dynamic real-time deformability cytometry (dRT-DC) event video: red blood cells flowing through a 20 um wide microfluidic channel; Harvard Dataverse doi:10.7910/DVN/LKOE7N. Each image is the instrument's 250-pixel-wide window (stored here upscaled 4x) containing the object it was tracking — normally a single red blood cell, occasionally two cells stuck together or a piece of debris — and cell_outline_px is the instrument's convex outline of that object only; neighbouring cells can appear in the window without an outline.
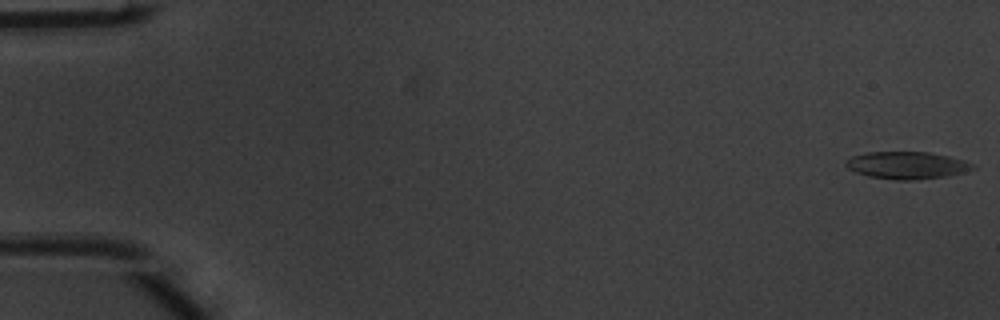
{"species": "common noctule bat (a hibernating species)", "species_latin": "Nyctalus noctula", "temperature_condition": "warm", "stored_images_in_passage": 51, "camera_frame_rate_fps": 3000, "um_per_image_px": 0.085, "animal": {"sex": "male", "body_mass_g": 20.1, "forearm_length_mm": 53.5}, "frame": {"image": 1, "passage_image": 1, "time_ms": 0.0, "image_size_px": [1000, 320], "cell_outline_px": [[976, 168], [964, 172], [948, 176], [916, 180], [896, 180], [868, 176], [856, 172], [848, 168], [844, 164], [844, 160], [852, 156], [864, 152], [928, 152], [948, 156], [964, 160], [972, 164]], "centroid_in_image_um": [77.06, 14.05], "position_along_channel_um": 7.9, "area_um2": 20.29}}
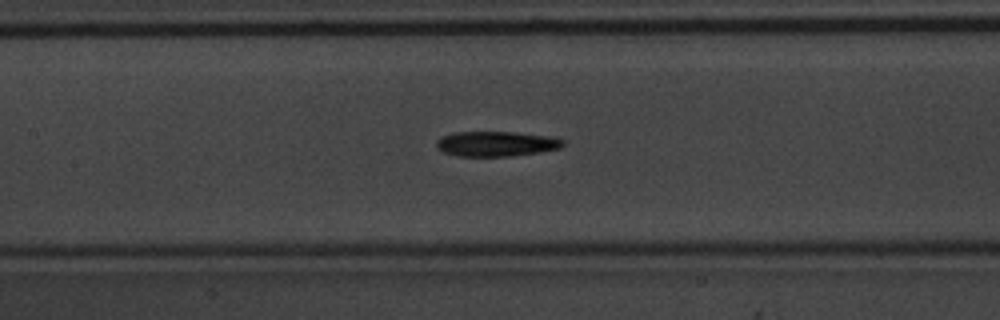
{"frame": {"image": 2, "passage_image": 24, "time_ms": 7.667, "image_size_px": [1000, 320], "cell_outline_px": [[564, 144], [560, 148], [540, 152], [508, 156], [460, 156], [444, 152], [436, 148], [436, 140], [440, 136], [456, 132], [512, 132], [548, 136], [564, 140]], "centroid_in_image_um": [42.14, 12.22], "position_along_channel_um": 165.3, "area_um2": 18.38}}
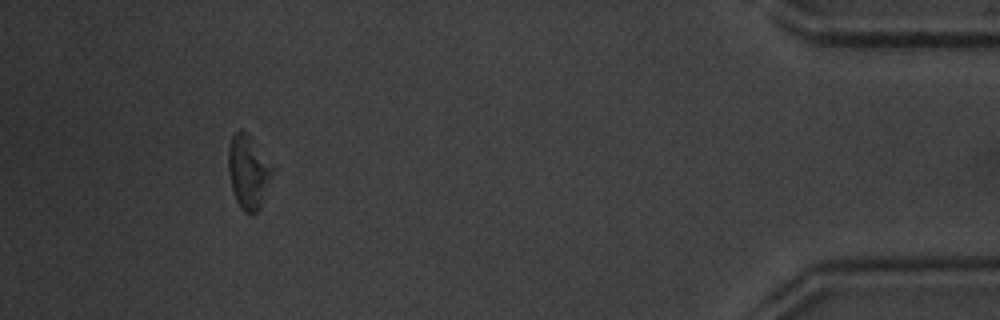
{"frame": {"image": 3, "passage_image": 47, "time_ms": 15.333, "image_size_px": [1000, 320], "cell_outline_px": [[276, 172], [260, 208], [252, 216], [244, 212], [240, 208], [236, 200], [232, 188], [228, 172], [228, 148], [232, 136], [240, 128], [248, 136], [276, 168]], "centroid_in_image_um": [21.15, 14.67], "position_along_channel_um": 414.1, "area_um2": 19.25}, "authors_computed_cell_mechanics": {"area_um2": 19.074, "velocity_mm_per_s": 4.0151, "shape_relaxation_time_tau1_ms": 3.4515, "shape_relaxation_time_tau2_ms": 5.8985, "deformation_change_tau1": 0.171, "deformation_change_tau2": 0.1968}}